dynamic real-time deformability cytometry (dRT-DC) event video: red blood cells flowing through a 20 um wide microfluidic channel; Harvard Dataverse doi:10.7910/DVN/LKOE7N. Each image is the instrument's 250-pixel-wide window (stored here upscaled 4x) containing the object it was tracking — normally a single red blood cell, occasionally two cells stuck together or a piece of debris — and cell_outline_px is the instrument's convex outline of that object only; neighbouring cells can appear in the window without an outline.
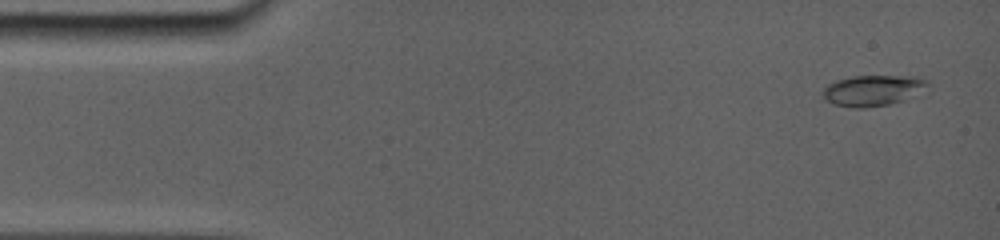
{"species": "common noctule bat (a hibernating species)", "species_latin": "Nyctalus noctula", "temperature_condition": "room temperature", "stored_images_in_passage": 66, "camera_frame_rate_fps": 5000, "um_per_image_px": 0.085, "animal": {"sex": "female", "body_mass_g": 19.0, "forearm_length_mm": 56.7}, "frame": {"image": 1, "passage_image": 3, "time_ms": 0.4, "image_size_px": [1000, 240], "cell_outline_px": [[932, 92], [888, 104], [864, 108], [856, 108], [836, 104], [828, 100], [820, 92], [828, 84], [836, 80], [852, 76], [912, 76], [928, 80]], "centroid_in_image_um": [74.33, 7.68], "position_along_channel_um": 10.7, "area_um2": 19.25}}
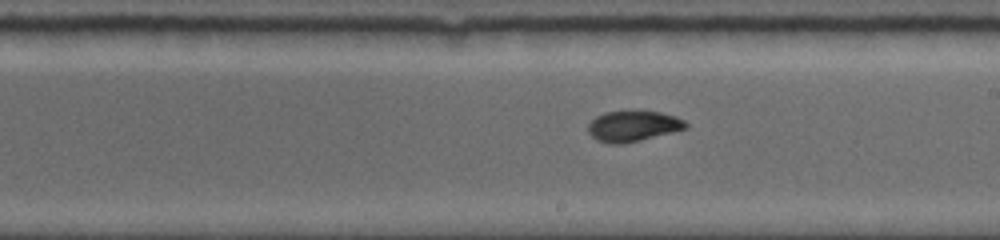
{"frame": {"image": 2, "passage_image": 32, "time_ms": 9.0, "image_size_px": [1000, 240], "cell_outline_px": [[688, 128], [624, 144], [608, 144], [592, 136], [588, 132], [588, 124], [596, 116], [604, 112], [632, 108], [660, 112], [676, 116], [684, 120], [688, 124]], "centroid_in_image_um": [53.81, 10.67], "position_along_channel_um": 235.2, "area_um2": 18.03}}
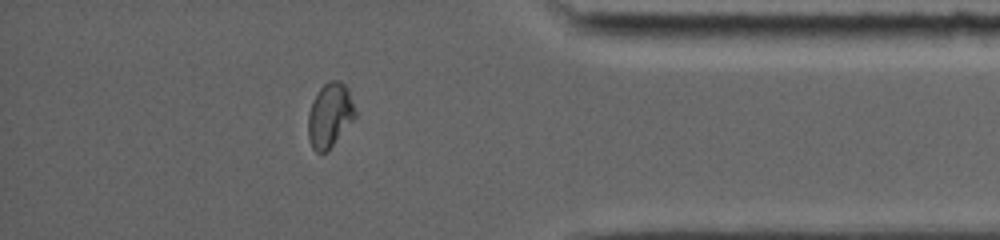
{"frame": {"image": 3, "passage_image": 55, "time_ms": 13.8, "image_size_px": [1000, 240], "cell_outline_px": [[356, 116], [332, 144], [324, 152], [316, 152], [312, 148], [308, 140], [308, 112], [312, 100], [320, 88], [328, 80], [340, 80], [348, 88], [356, 112]], "centroid_in_image_um": [28.01, 9.75], "position_along_channel_um": 407.2, "area_um2": 17.46}}